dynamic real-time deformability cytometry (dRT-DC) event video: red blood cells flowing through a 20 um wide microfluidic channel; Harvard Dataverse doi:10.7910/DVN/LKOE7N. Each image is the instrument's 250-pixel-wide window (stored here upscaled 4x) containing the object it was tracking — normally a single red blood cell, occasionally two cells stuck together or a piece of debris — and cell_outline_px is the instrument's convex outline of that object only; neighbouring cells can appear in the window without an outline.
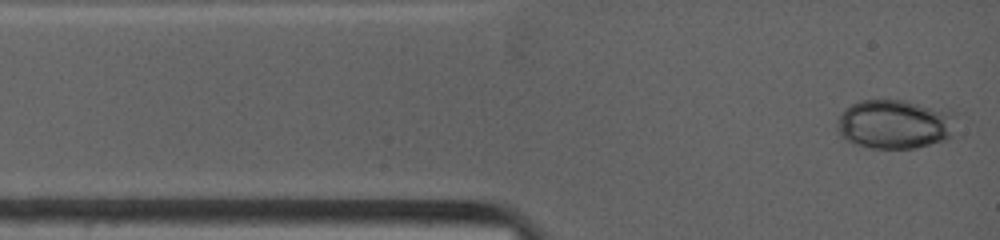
{"species": "common noctule bat (a hibernating species)", "species_latin": "Nyctalus noctula", "temperature_condition": "warm", "stored_images_in_passage": 9, "camera_frame_rate_fps": 4500, "um_per_image_px": 0.085, "animal": {"sex": "female", "body_mass_g": 19.0, "forearm_length_mm": 53.3}, "frame": {"image": 1, "passage_image": 1, "time_ms": 0.0, "image_size_px": [1000, 240], "cell_outline_px": [[948, 136], [944, 140], [916, 148], [872, 148], [852, 144], [840, 136], [836, 124], [836, 116], [852, 104], [860, 100], [904, 100], [928, 108], [940, 116], [948, 132]], "centroid_in_image_um": [75.67, 10.6], "position_along_channel_um": 9.3, "area_um2": 31.85}}
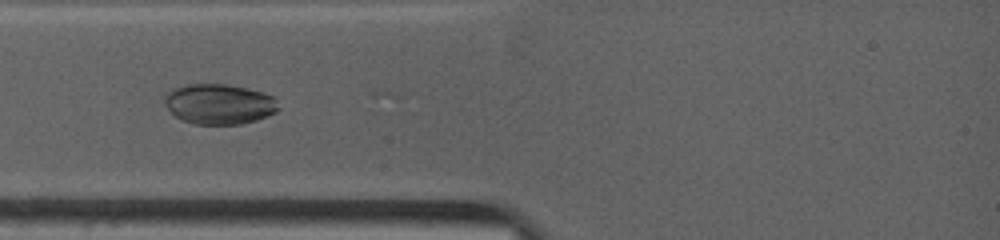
{"frame": {"image": 2, "passage_image": 5, "time_ms": 2.444, "image_size_px": [1000, 240], "cell_outline_px": [[280, 108], [276, 112], [268, 116], [256, 120], [240, 124], [196, 124], [180, 120], [164, 104], [164, 96], [172, 88], [188, 84], [224, 84], [244, 88], [260, 92], [272, 96], [276, 100]], "centroid_in_image_um": [18.61, 8.85], "position_along_channel_um": 66.4, "area_um2": 26.65}}
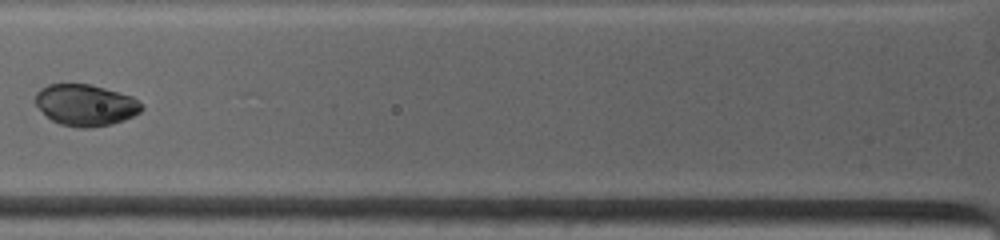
{"frame": {"image": 3, "passage_image": 7, "time_ms": 3.778, "image_size_px": [1000, 240], "cell_outline_px": [[144, 108], [140, 112], [124, 120], [112, 124], [88, 128], [80, 128], [60, 124], [52, 120], [36, 104], [36, 92], [40, 88], [48, 84], [88, 84], [104, 88], [132, 96]], "centroid_in_image_um": [7.27, 8.93], "position_along_channel_um": 118.5, "area_um2": 25.37}}